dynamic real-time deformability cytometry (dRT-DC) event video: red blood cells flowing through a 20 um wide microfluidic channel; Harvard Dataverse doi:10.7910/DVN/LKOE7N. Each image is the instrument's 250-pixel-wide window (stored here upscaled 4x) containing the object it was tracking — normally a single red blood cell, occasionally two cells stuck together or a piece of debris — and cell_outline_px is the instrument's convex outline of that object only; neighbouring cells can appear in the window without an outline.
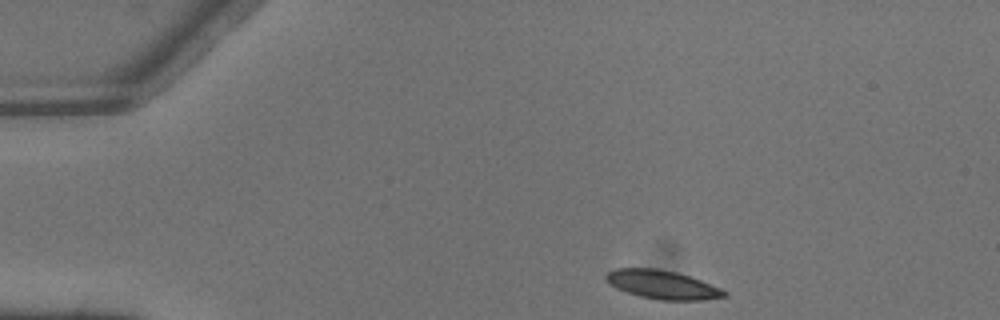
{"species": "common noctule bat (a hibernating species)", "species_latin": "Nyctalus noctula", "temperature_condition": "warm", "stored_images_in_passage": 3, "camera_frame_rate_fps": 3000, "um_per_image_px": 0.085, "animal": {"sex": "male", "body_mass_g": 13.3}, "frame": {"image": 1, "passage_image": 1, "time_ms": 0.0, "image_size_px": [1000, 320], "cell_outline_px": [[728, 296], [704, 300], [660, 300], [640, 296], [616, 288], [608, 284], [604, 280], [604, 276], [608, 272], [616, 268], [656, 268], [676, 272], [700, 280], [720, 288], [728, 292]], "centroid_in_image_um": [56.28, 24.19], "position_along_channel_um": 28.7, "area_um2": 19.77}}
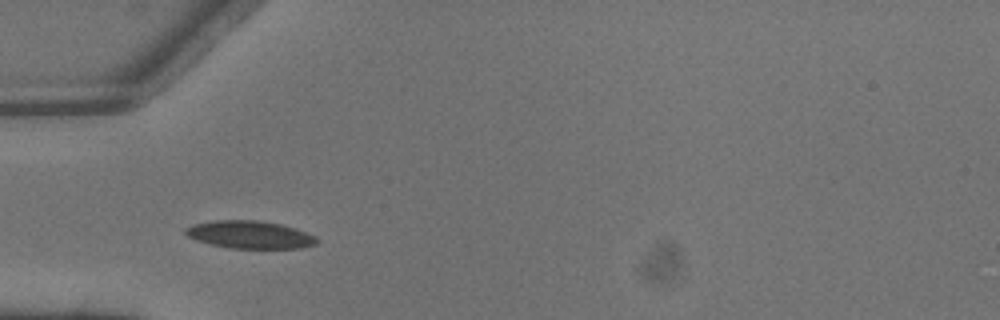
{"frame": {"image": 2, "passage_image": 3, "time_ms": 0.667, "image_size_px": [1000, 320], "cell_outline_px": [[320, 240], [316, 244], [300, 248], [228, 248], [208, 244], [196, 240], [188, 236], [184, 232], [184, 228], [192, 224], [216, 220], [260, 220], [280, 224], [296, 228], [316, 236]], "centroid_in_image_um": [21.23, 19.94], "position_along_channel_um": 63.8, "area_um2": 21.39}}